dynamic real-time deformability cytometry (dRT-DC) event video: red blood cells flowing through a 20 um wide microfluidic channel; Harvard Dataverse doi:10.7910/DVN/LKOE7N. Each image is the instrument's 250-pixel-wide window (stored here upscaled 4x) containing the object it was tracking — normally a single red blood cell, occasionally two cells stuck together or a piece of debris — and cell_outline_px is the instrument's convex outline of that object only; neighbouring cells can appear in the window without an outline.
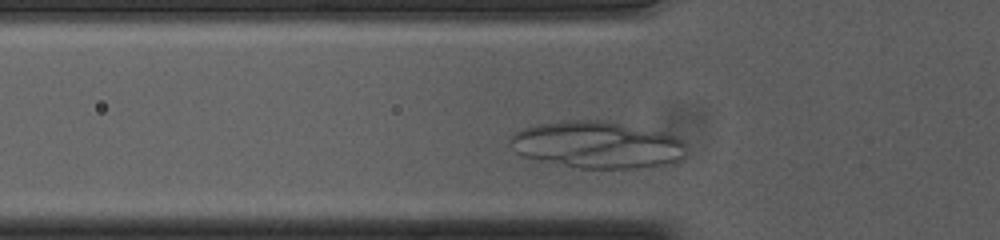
{"species": "common noctule bat (a hibernating species)", "species_latin": "Nyctalus noctula", "temperature_condition": "cold", "stored_images_in_passage": 29, "camera_frame_rate_fps": 3000, "um_per_image_px": 0.085, "animal": {"sex": "female", "body_mass_g": 23.0, "forearm_length_mm": 53.4}, "frame": {"image": 1, "passage_image": 3, "time_ms": 0.667, "image_size_px": [1000, 240], "cell_outline_px": [[684, 156], [676, 160], [660, 164], [636, 168], [580, 168], [524, 156], [516, 152], [508, 144], [508, 140], [516, 132], [524, 128], [536, 124], [560, 120], [608, 120], [660, 132], [676, 136], [684, 140]], "centroid_in_image_um": [50.72, 12.28], "position_along_channel_um": 75.1, "area_um2": 47.74}}
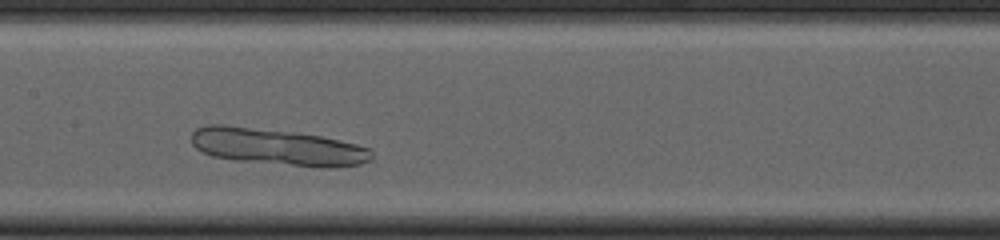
{"frame": {"image": 2, "passage_image": 12, "time_ms": 3.667, "image_size_px": [1000, 240], "cell_outline_px": [[372, 160], [360, 164], [336, 168], [328, 168], [240, 160], [212, 156], [200, 152], [192, 144], [192, 132], [196, 128], [208, 124], [224, 124], [292, 132], [320, 136], [340, 140], [372, 148]], "centroid_in_image_um": [23.59, 12.48], "position_along_channel_um": 183.8, "area_um2": 38.44}}
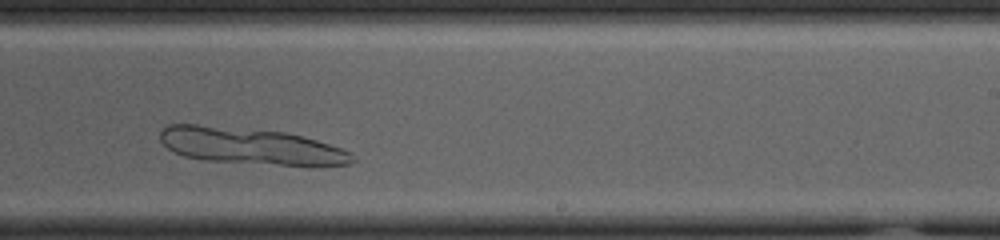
{"frame": {"image": 3, "passage_image": 19, "time_ms": 6.0, "image_size_px": [1000, 240], "cell_outline_px": [[356, 160], [352, 164], [316, 168], [204, 160], [184, 156], [172, 152], [160, 140], [160, 132], [168, 124], [196, 124], [284, 132], [316, 140], [340, 148], [348, 152]], "centroid_in_image_um": [21.36, 12.46], "position_along_channel_um": 267.6, "area_um2": 41.44}}